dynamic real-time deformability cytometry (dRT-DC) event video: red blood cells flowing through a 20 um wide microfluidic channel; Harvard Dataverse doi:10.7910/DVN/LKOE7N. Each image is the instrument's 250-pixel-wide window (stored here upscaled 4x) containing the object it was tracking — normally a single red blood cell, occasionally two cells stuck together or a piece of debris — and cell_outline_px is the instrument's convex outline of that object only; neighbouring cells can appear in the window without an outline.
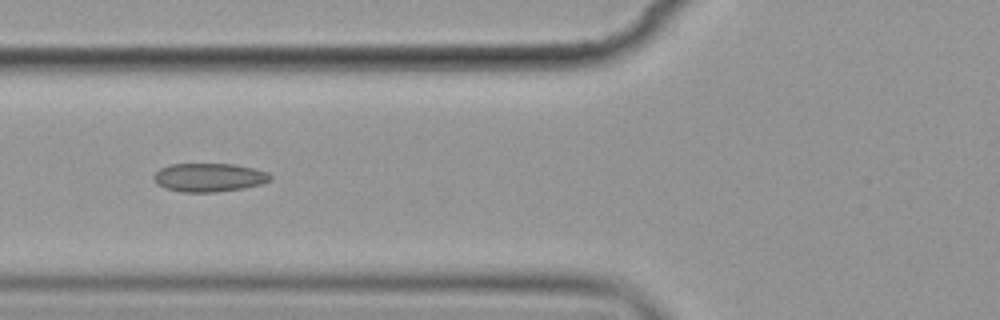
{"species": "common noctule bat (a hibernating species)", "species_latin": "Nyctalus noctula", "temperature_condition": "cold", "stored_images_in_passage": 11, "camera_frame_rate_fps": 3000, "um_per_image_px": 0.085, "animal": {"sex": "female", "body_mass_g": 19.9}, "frame": {"image": 1, "passage_image": 5, "time_ms": 5.667, "image_size_px": [1000, 320], "cell_outline_px": [[272, 180], [260, 184], [244, 188], [216, 192], [180, 192], [164, 188], [156, 184], [152, 176], [160, 168], [172, 164], [236, 164], [268, 172], [272, 176]], "centroid_in_image_um": [17.76, 15.09], "position_along_channel_um": 108.0, "area_um2": 19.54}}
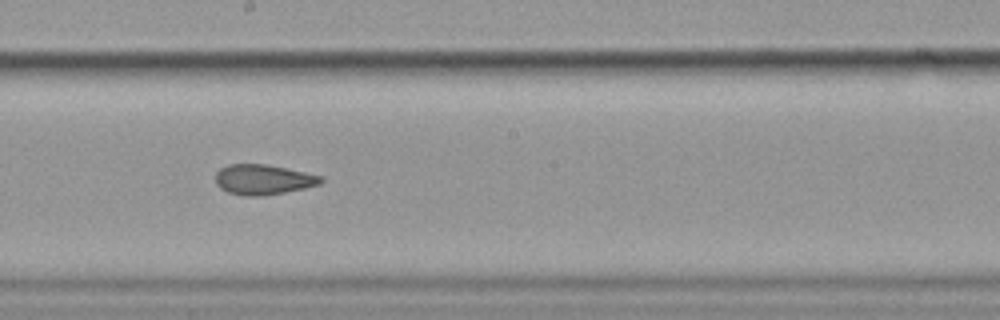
{"frame": {"image": 2, "passage_image": 8, "time_ms": 9.0, "image_size_px": [1000, 320], "cell_outline_px": [[324, 180], [320, 184], [304, 188], [284, 192], [260, 196], [248, 196], [228, 192], [220, 188], [216, 184], [216, 172], [220, 168], [228, 164], [264, 164], [304, 172], [320, 176]], "centroid_in_image_um": [22.33, 15.26], "position_along_channel_um": 225.9, "area_um2": 18.26}}
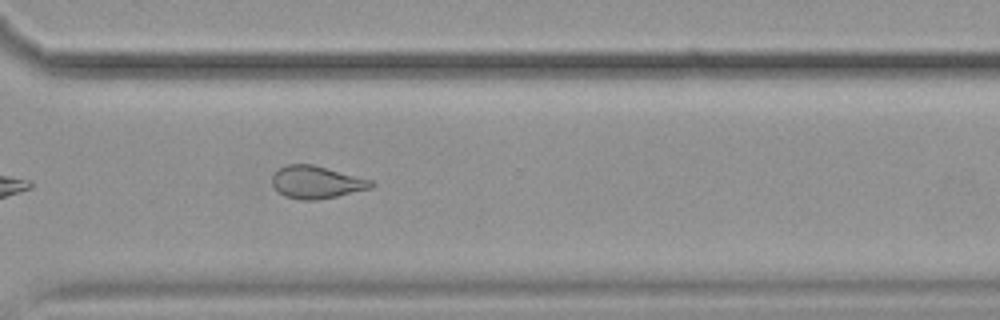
{"frame": {"image": 3, "passage_image": 11, "time_ms": 12.333, "image_size_px": [1000, 320], "cell_outline_px": [[376, 184], [372, 188], [336, 196], [316, 200], [300, 200], [284, 196], [272, 184], [272, 172], [288, 164], [312, 164], [372, 180]], "centroid_in_image_um": [26.89, 15.49], "position_along_channel_um": 343.7, "area_um2": 18.73}}